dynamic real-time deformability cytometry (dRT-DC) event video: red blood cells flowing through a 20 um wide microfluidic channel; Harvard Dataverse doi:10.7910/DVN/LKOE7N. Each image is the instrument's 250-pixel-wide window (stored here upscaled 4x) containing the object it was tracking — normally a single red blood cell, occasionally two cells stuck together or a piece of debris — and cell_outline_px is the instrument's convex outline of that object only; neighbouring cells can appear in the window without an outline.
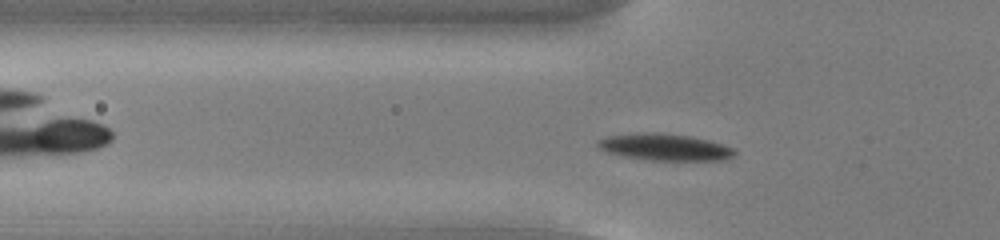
{"species": "common noctule bat (a hibernating species)", "species_latin": "Nyctalus noctula", "temperature_condition": "cold", "stored_images_in_passage": 32, "camera_frame_rate_fps": 3000, "um_per_image_px": 0.085, "animal": {"sex": "male", "body_mass_g": 13.0, "forearm_length_mm": 53.1}, "frame": {"image": 1, "passage_image": 2, "time_ms": 0.333, "image_size_px": [1000, 240], "cell_outline_px": [[736, 152], [732, 156], [724, 160], [648, 160], [624, 156], [608, 152], [600, 148], [596, 144], [596, 140], [608, 136], [636, 132], [656, 132], [688, 136], [708, 140], [732, 148]], "centroid_in_image_um": [56.45, 12.5], "position_along_channel_um": 69.3, "area_um2": 21.15}}
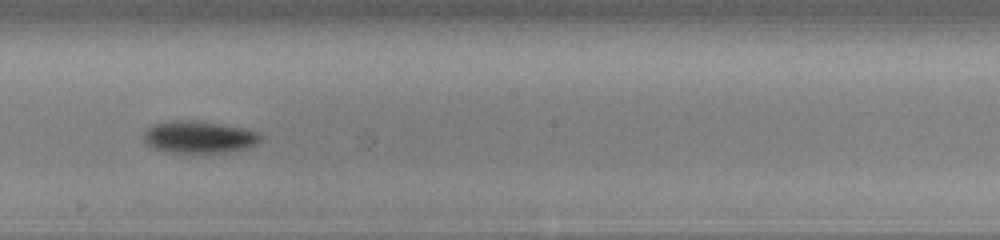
{"frame": {"image": 2, "passage_image": 15, "time_ms": 4.667, "image_size_px": [1000, 240], "cell_outline_px": [[264, 136], [256, 144], [248, 148], [228, 152], [164, 152], [148, 144], [144, 140], [144, 132], [152, 124], [168, 120], [200, 120], [244, 128], [256, 132]], "centroid_in_image_um": [16.93, 11.63], "position_along_channel_um": 231.3, "area_um2": 22.02}}
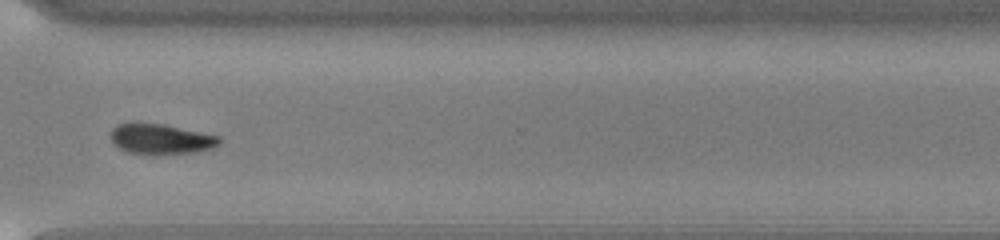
{"frame": {"image": 3, "passage_image": 25, "time_ms": 8.0, "image_size_px": [1000, 240], "cell_outline_px": [[220, 144], [212, 148], [192, 152], [128, 152], [120, 148], [112, 140], [112, 128], [116, 124], [136, 120], [164, 124], [220, 136]], "centroid_in_image_um": [13.65, 11.73], "position_along_channel_um": 357.0, "area_um2": 18.84}, "authors_computed_cell_mechanics": {"area_um2": 21.5594, "velocity_mm_per_s": 3.7684, "shape_relaxation_time_tau1_ms": 2.1002, "shape_relaxation_time_tau2_ms": null, "deformation_change_tau1": 0.126, "deformation_change_tau2": null}}